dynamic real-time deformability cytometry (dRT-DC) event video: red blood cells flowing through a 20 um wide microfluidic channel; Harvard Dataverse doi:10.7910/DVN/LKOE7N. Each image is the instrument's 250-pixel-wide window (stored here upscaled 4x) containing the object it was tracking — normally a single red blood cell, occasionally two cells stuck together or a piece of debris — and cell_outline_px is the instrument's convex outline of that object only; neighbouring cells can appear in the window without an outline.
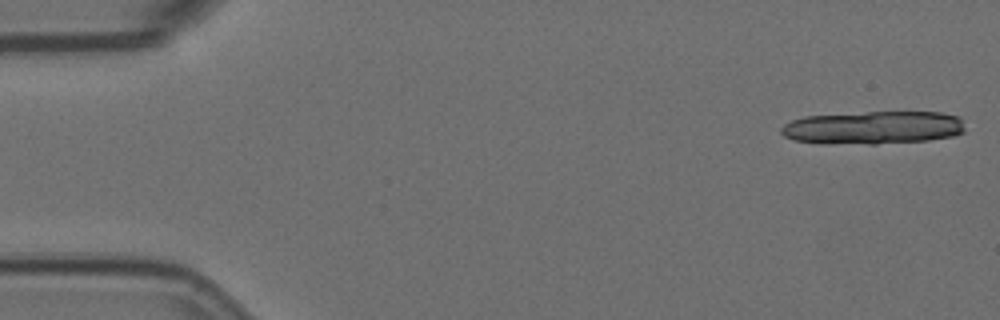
{"species": "Egyptian fruit bat (a non-hibernating species)", "species_latin": "Rousettus aegyptiacus", "temperature_condition": "room temperature", "stored_images_in_passage": 8, "camera_frame_rate_fps": 3000, "um_per_image_px": 0.085, "animal": {"sex": "female"}, "frame": {"image": 1, "passage_image": 1, "time_ms": 0.0, "image_size_px": [1000, 320], "cell_outline_px": [[964, 132], [952, 136], [928, 140], [876, 144], [820, 144], [792, 140], [784, 136], [780, 132], [780, 128], [784, 124], [792, 120], [804, 116], [868, 112], [940, 112], [960, 116], [964, 128]], "centroid_in_image_um": [74.18, 10.86], "position_along_channel_um": 10.8, "area_um2": 35.84}}
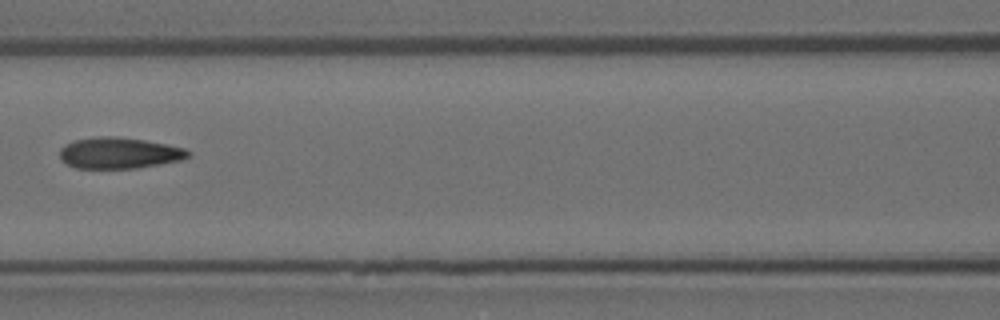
{"frame": {"image": 2, "passage_image": 8, "time_ms": 2.333, "image_size_px": [1000, 320], "cell_outline_px": [[192, 156], [180, 160], [160, 164], [136, 168], [76, 168], [60, 160], [60, 148], [64, 144], [72, 140], [96, 136], [112, 136], [144, 140], [168, 144], [184, 148], [192, 152]], "centroid_in_image_um": [10.12, 13.0], "position_along_channel_um": 156.5, "area_um2": 23.52}}